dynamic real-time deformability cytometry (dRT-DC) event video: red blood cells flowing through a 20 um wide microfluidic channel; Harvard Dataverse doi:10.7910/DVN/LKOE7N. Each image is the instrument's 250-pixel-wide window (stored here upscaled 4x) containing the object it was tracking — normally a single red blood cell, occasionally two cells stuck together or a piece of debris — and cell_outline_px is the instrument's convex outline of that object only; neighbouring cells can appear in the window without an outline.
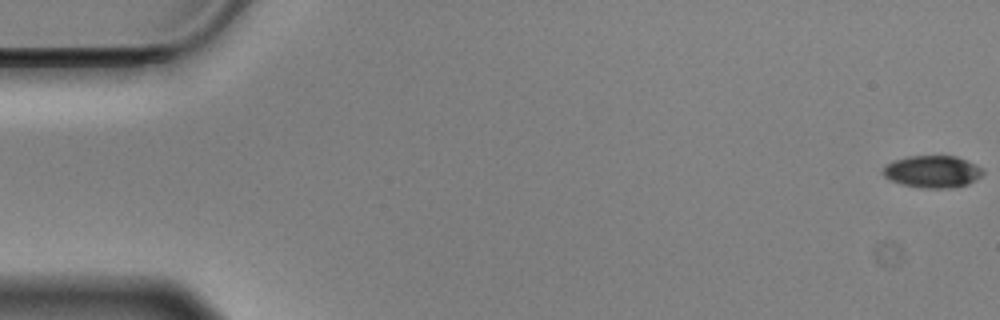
{"species": "Egyptian fruit bat (a non-hibernating species)", "species_latin": "Rousettus aegyptiacus", "temperature_condition": "cold", "stored_images_in_passage": 58, "camera_frame_rate_fps": 3000, "um_per_image_px": 0.085, "animal": {"sex": "male"}, "frame": {"image": 1, "passage_image": 1, "time_ms": 0.0, "image_size_px": [1000, 320], "cell_outline_px": [[984, 172], [976, 180], [968, 184], [952, 188], [924, 188], [904, 184], [892, 180], [884, 176], [880, 172], [888, 164], [896, 160], [908, 156], [956, 156], [976, 164]], "centroid_in_image_um": [79.28, 14.59], "position_along_channel_um": 5.7, "area_um2": 18.5}}
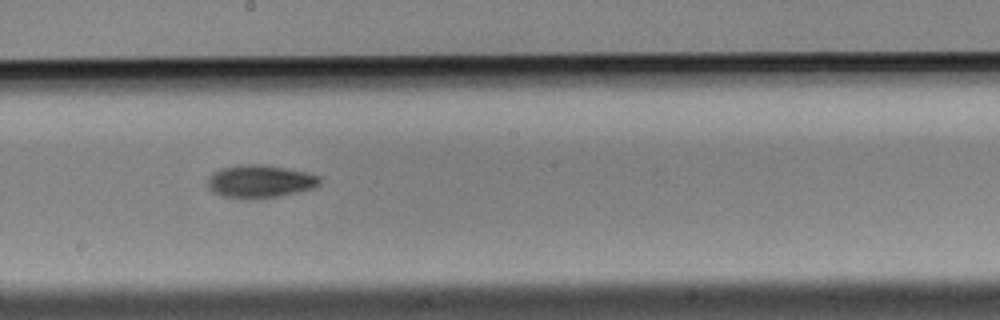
{"frame": {"image": 2, "passage_image": 32, "time_ms": 10.333, "image_size_px": [1000, 320], "cell_outline_px": [[320, 184], [316, 188], [280, 196], [252, 200], [248, 200], [220, 196], [212, 192], [208, 188], [208, 176], [212, 172], [220, 168], [240, 164], [260, 164], [304, 172], [320, 176]], "centroid_in_image_um": [22.05, 15.44], "position_along_channel_um": 226.1, "area_um2": 21.85}}
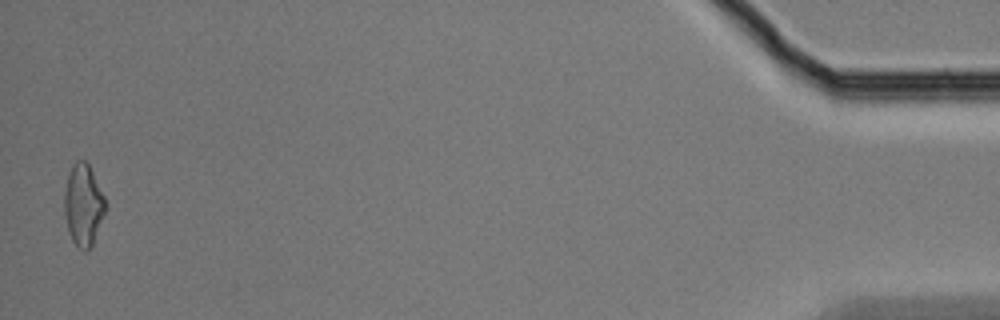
{"frame": {"image": 3, "passage_image": 57, "time_ms": 18.667, "image_size_px": [1000, 320], "cell_outline_px": [[108, 208], [92, 244], [88, 252], [84, 252], [72, 240], [68, 232], [64, 212], [64, 192], [68, 172], [72, 164], [76, 160], [84, 160], [88, 164], [104, 196]], "centroid_in_image_um": [7.08, 17.43], "position_along_channel_um": 428.1, "area_um2": 19.77}, "authors_computed_cell_mechanics": {"area_um2": 19.652, "velocity_mm_per_s": 3.5361, "shape_relaxation_time_tau1_ms": 4.6995, "shape_relaxation_time_tau2_ms": null, "deformation_change_tau1": 0.1216, "deformation_change_tau2": null}}